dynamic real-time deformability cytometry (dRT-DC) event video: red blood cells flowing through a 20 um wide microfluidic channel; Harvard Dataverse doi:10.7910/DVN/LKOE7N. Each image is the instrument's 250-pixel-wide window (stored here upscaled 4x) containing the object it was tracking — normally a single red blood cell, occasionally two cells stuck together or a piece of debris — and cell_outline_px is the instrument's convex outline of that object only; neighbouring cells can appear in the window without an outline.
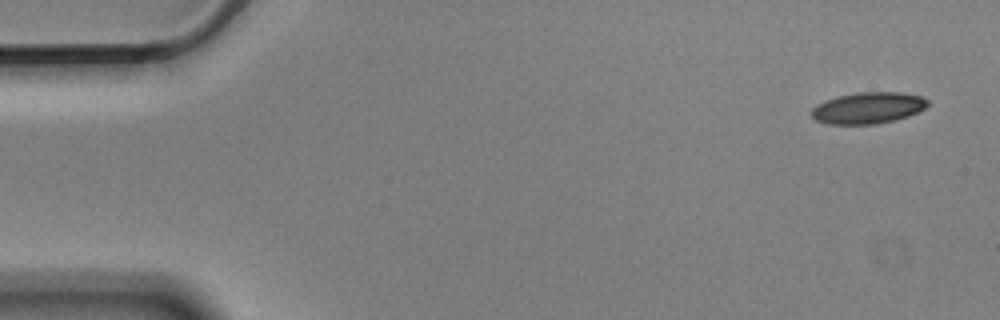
{"species": "Egyptian fruit bat (a non-hibernating species)", "species_latin": "Rousettus aegyptiacus", "temperature_condition": "cold", "stored_images_in_passage": 6, "camera_frame_rate_fps": 3000, "um_per_image_px": 0.085, "animal": {"sex": "male"}, "frame": {"image": 1, "passage_image": 1, "time_ms": 0.0, "image_size_px": [1000, 320], "cell_outline_px": [[928, 104], [924, 108], [908, 116], [896, 120], [876, 124], [828, 124], [816, 120], [808, 112], [816, 104], [824, 100], [856, 92], [904, 92], [924, 96], [928, 100]], "centroid_in_image_um": [73.78, 9.17], "position_along_channel_um": 11.2, "area_um2": 21.5}}
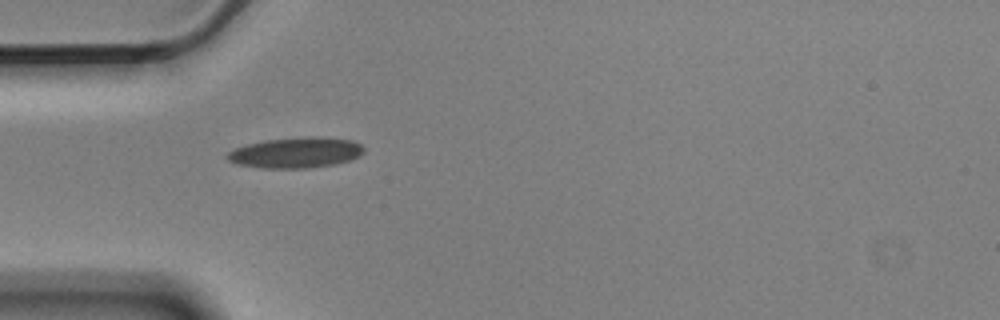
{"frame": {"image": 2, "passage_image": 5, "time_ms": 1.333, "image_size_px": [1000, 320], "cell_outline_px": [[364, 152], [348, 160], [336, 164], [308, 168], [264, 168], [240, 164], [228, 160], [224, 156], [228, 152], [236, 148], [248, 144], [264, 140], [308, 136], [316, 136], [352, 140], [360, 144], [364, 148]], "centroid_in_image_um": [25.14, 12.96], "position_along_channel_um": 59.9, "area_um2": 24.22}}
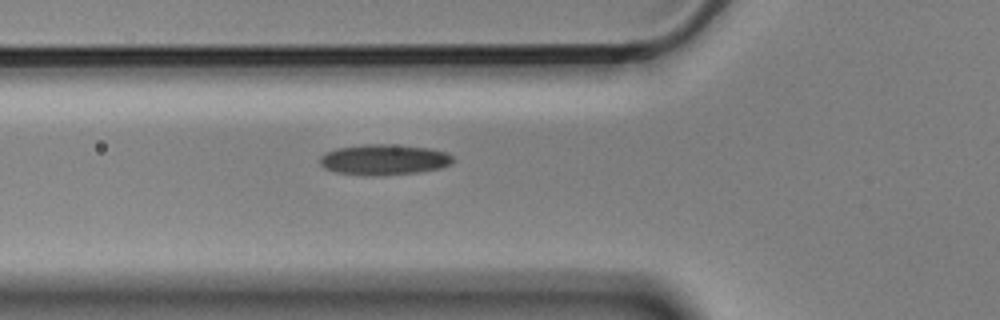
{"frame": {"image": 3, "passage_image": 6, "time_ms": 1.667, "image_size_px": [1000, 320], "cell_outline_px": [[456, 160], [452, 164], [440, 168], [420, 172], [336, 172], [324, 168], [320, 164], [320, 156], [324, 152], [336, 148], [364, 144], [388, 144], [432, 148], [448, 152]], "centroid_in_image_um": [32.7, 13.5], "position_along_channel_um": 93.1, "area_um2": 22.83}}